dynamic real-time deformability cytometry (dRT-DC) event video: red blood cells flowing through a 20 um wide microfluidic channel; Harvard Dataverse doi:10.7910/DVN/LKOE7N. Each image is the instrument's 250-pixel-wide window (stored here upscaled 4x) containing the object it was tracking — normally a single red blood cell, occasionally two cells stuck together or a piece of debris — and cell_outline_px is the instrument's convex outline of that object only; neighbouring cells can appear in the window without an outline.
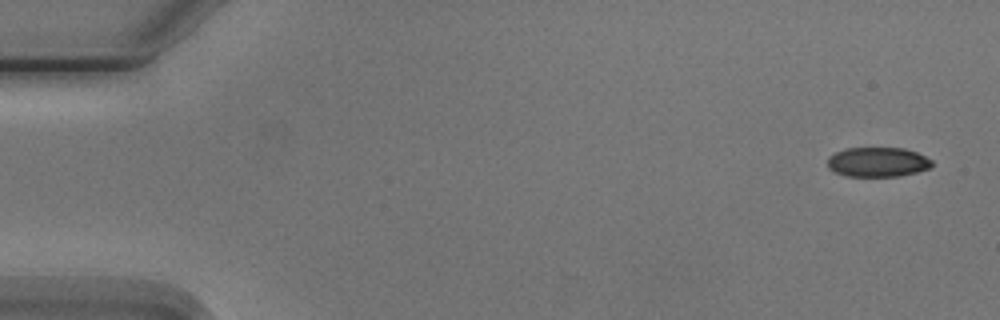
{"species": "Egyptian fruit bat (a non-hibernating species)", "species_latin": "Rousettus aegyptiacus", "temperature_condition": "cold", "stored_images_in_passage": 5, "camera_frame_rate_fps": 3000, "um_per_image_px": 0.085, "animal": {"sex": "male"}, "frame": {"image": 1, "passage_image": 1, "time_ms": 0.0, "image_size_px": [1000, 320], "cell_outline_px": [[932, 168], [900, 176], [848, 176], [832, 172], [828, 168], [828, 156], [836, 152], [848, 148], [904, 148], [916, 152], [932, 160]], "centroid_in_image_um": [74.6, 13.78], "position_along_channel_um": 10.4, "area_um2": 18.09}}
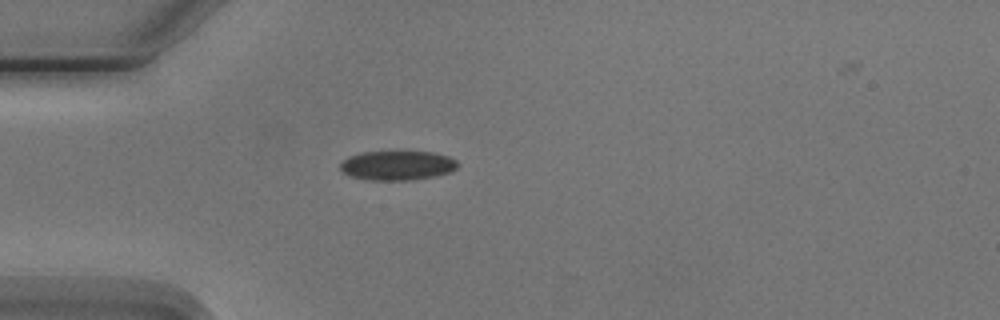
{"frame": {"image": 2, "passage_image": 4, "time_ms": 4.333, "image_size_px": [1000, 320], "cell_outline_px": [[460, 164], [456, 168], [448, 172], [436, 176], [412, 180], [368, 180], [352, 176], [344, 172], [340, 168], [340, 164], [348, 156], [360, 152], [432, 152], [448, 156], [456, 160]], "centroid_in_image_um": [33.78, 14.06], "position_along_channel_um": 51.2, "area_um2": 20.06}}